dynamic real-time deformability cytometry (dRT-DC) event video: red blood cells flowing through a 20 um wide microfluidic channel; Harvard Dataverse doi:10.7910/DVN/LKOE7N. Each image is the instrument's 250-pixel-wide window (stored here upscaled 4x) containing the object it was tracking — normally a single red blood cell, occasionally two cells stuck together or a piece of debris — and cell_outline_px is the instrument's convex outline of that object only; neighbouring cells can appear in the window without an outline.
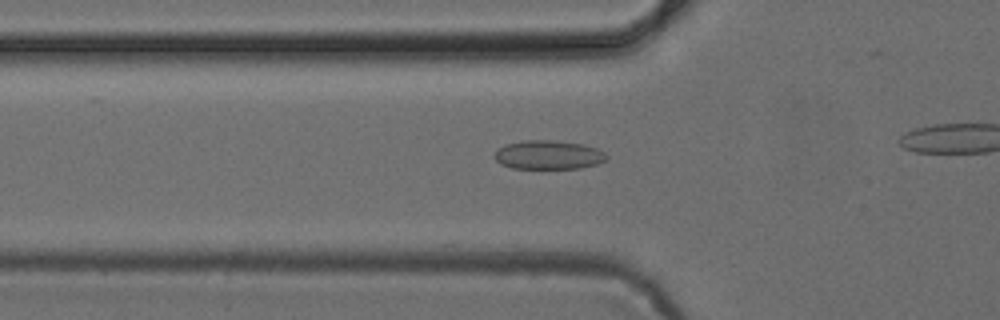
{"species": "common noctule bat (a hibernating species)", "species_latin": "Nyctalus noctula", "temperature_condition": "cold", "stored_images_in_passage": 35, "camera_frame_rate_fps": 3000, "um_per_image_px": 0.085, "animal": {"sex": "female", "body_mass_g": 24.6, "forearm_length_mm": 56.2}, "frame": {"image": 1, "passage_image": 11, "time_ms": 3.333, "image_size_px": [1000, 320], "cell_outline_px": [[608, 156], [604, 160], [596, 164], [580, 168], [512, 168], [500, 164], [492, 156], [500, 148], [508, 144], [524, 140], [552, 140], [584, 144], [596, 148], [604, 152]], "centroid_in_image_um": [46.61, 13.16], "position_along_channel_um": 79.2, "area_um2": 18.73}}
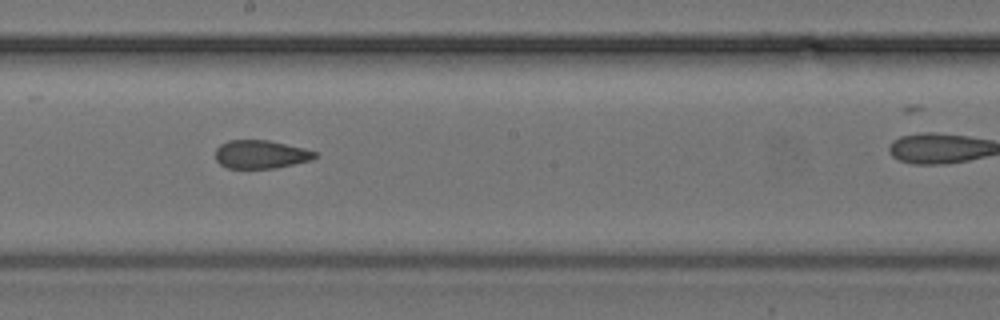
{"frame": {"image": 2, "passage_image": 22, "time_ms": 7.0, "image_size_px": [1000, 320], "cell_outline_px": [[320, 156], [312, 160], [276, 168], [228, 168], [220, 164], [216, 160], [216, 148], [220, 144], [228, 140], [268, 140], [304, 148], [316, 152]], "centroid_in_image_um": [22.19, 13.12], "position_along_channel_um": 226.0, "area_um2": 16.53}}
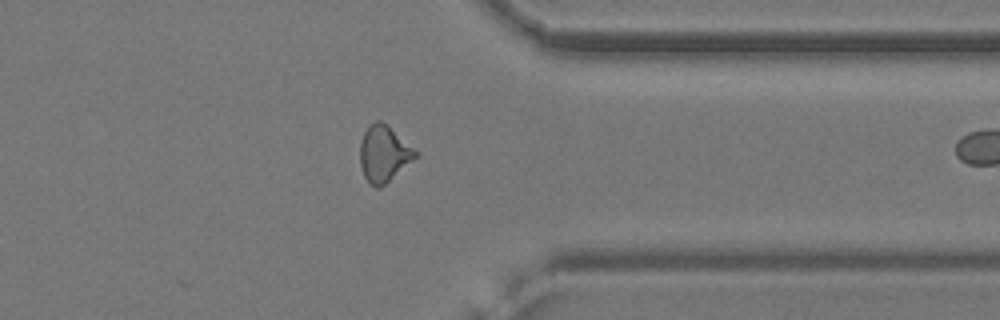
{"frame": {"image": 3, "passage_image": 34, "time_ms": 11.0, "image_size_px": [1000, 320], "cell_outline_px": [[420, 156], [380, 188], [376, 188], [364, 176], [360, 164], [360, 140], [368, 124], [376, 120], [380, 120], [420, 152]], "centroid_in_image_um": [32.65, 13.06], "position_along_channel_um": 378.7, "area_um2": 18.38}}